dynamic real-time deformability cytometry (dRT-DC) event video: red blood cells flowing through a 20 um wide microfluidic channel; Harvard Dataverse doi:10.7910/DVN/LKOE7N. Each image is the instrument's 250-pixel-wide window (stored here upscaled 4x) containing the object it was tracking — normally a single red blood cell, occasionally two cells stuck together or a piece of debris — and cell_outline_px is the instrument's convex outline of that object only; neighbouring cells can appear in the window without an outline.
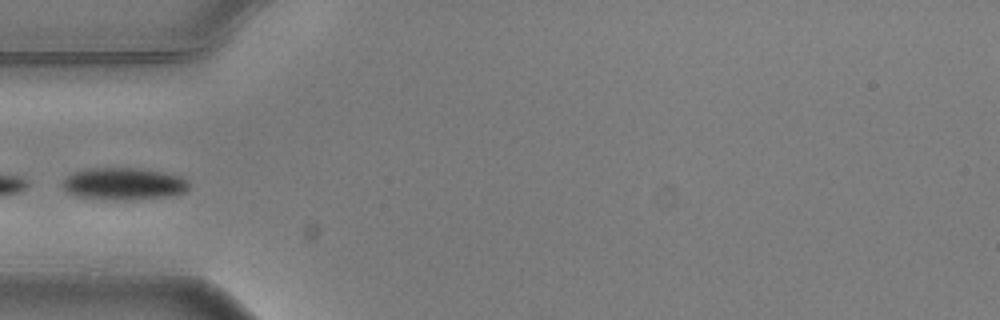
{"species": "common noctule bat (a hibernating species)", "species_latin": "Nyctalus noctula", "temperature_condition": "warm", "stored_images_in_passage": 6, "camera_frame_rate_fps": 3000, "um_per_image_px": 0.085, "animal": {"sex": "male", "body_mass_g": 20.5, "forearm_length_mm": 52.5}, "frame": {"image": 1, "passage_image": 3, "time_ms": 0.667, "image_size_px": [1000, 320], "cell_outline_px": [[188, 188], [184, 192], [168, 196], [124, 200], [76, 196], [68, 192], [60, 184], [72, 172], [88, 168], [140, 168], [180, 176], [188, 180]], "centroid_in_image_um": [10.49, 15.61], "position_along_channel_um": 74.5, "area_um2": 23.41}}
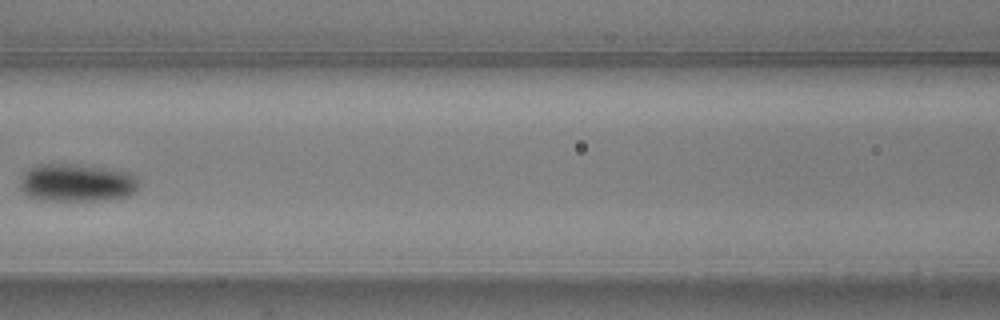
{"frame": {"image": 2, "passage_image": 5, "time_ms": 1.333, "image_size_px": [1000, 320], "cell_outline_px": [[140, 184], [136, 192], [128, 196], [104, 200], [40, 200], [28, 196], [20, 188], [20, 176], [28, 168], [40, 164], [68, 164], [104, 168], [128, 172], [136, 176]], "centroid_in_image_um": [6.52, 15.54], "position_along_channel_um": 160.1, "area_um2": 26.3}}
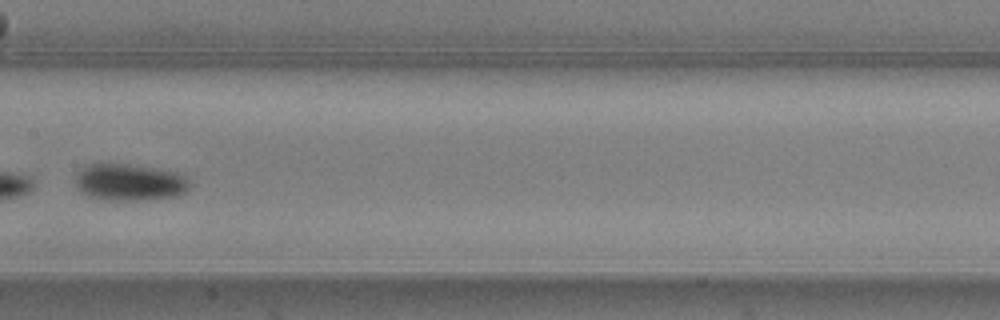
{"frame": {"image": 3, "passage_image": 6, "time_ms": 1.667, "image_size_px": [1000, 320], "cell_outline_px": [[192, 184], [184, 192], [176, 196], [148, 200], [100, 200], [88, 196], [76, 188], [76, 176], [80, 168], [84, 164], [108, 160], [160, 168], [184, 172]], "centroid_in_image_um": [11.01, 15.43], "position_along_channel_um": 196.4, "area_um2": 26.07}}